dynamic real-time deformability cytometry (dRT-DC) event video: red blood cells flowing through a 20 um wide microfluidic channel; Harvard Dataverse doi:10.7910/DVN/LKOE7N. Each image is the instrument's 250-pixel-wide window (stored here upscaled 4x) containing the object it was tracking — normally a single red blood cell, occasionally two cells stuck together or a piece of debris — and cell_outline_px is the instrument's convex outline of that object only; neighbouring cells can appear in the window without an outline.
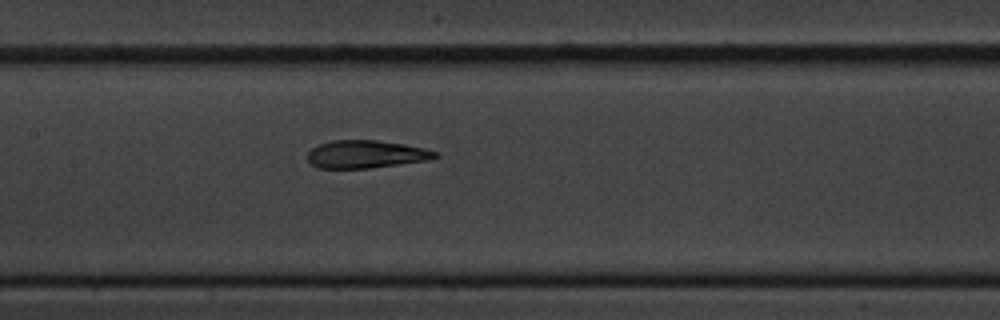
{"species": "common noctule bat (a hibernating species)", "species_latin": "Nyctalus noctula", "temperature_condition": "cold", "stored_images_in_passage": 7, "camera_frame_rate_fps": 3000, "um_per_image_px": 0.085, "animal": {"sex": "male", "body_mass_g": 20.1, "forearm_length_mm": 53.5}, "frame": {"image": 1, "passage_image": 7, "time_ms": 8.0, "image_size_px": [1000, 320], "cell_outline_px": [[440, 156], [432, 160], [368, 168], [316, 168], [308, 160], [308, 152], [312, 148], [320, 144], [332, 140], [376, 140], [404, 144], [424, 148], [436, 152]], "centroid_in_image_um": [31.13, 13.11], "position_along_channel_um": 176.3, "area_um2": 20.69}}